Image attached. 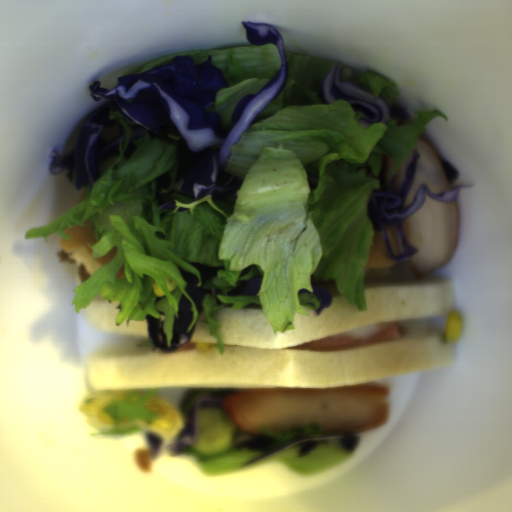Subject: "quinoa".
Returning <instances> with one entry per match:
<instances>
[{
    "mask_svg": "<svg viewBox=\"0 0 512 512\" xmlns=\"http://www.w3.org/2000/svg\"><path fill=\"white\" fill-rule=\"evenodd\" d=\"M136 461L139 469L149 471L152 463V455H150L148 448L136 452Z\"/></svg>",
    "mask_w": 512,
    "mask_h": 512,
    "instance_id": "d39296ef",
    "label": "quinoa"
}]
</instances>
